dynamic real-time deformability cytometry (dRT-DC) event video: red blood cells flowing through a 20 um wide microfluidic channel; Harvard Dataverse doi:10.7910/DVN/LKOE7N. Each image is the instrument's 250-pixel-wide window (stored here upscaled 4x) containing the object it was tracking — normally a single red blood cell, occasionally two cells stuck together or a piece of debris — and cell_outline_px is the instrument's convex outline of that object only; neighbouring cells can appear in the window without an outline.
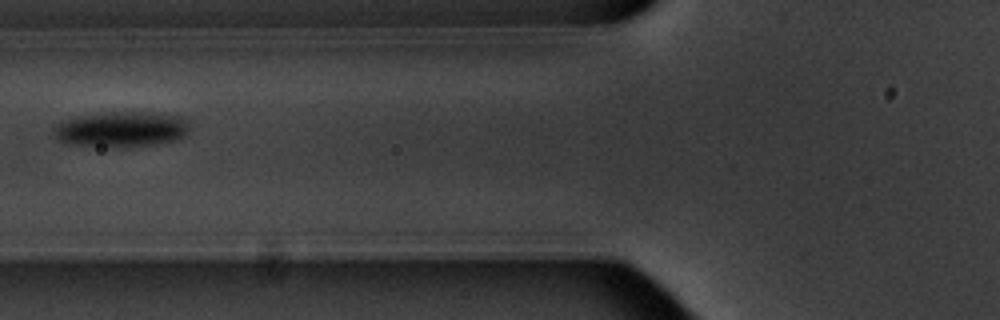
{"species": "common noctule bat (a hibernating species)", "species_latin": "Nyctalus noctula", "temperature_condition": "warm", "stored_images_in_passage": 9, "camera_frame_rate_fps": 3000, "um_per_image_px": 0.085, "animal": {"sex": "male", "body_mass_g": 20.1, "forearm_length_mm": 53.5}, "frame": {"image": 1, "passage_image": 7, "time_ms": 7.333, "image_size_px": [1000, 320], "cell_outline_px": [[188, 136], [176, 140], [148, 144], [72, 144], [60, 140], [52, 132], [56, 124], [64, 120], [76, 116], [104, 112], [160, 112], [180, 116], [188, 120]], "centroid_in_image_um": [10.38, 10.91], "position_along_channel_um": 115.4, "area_um2": 27.28}}